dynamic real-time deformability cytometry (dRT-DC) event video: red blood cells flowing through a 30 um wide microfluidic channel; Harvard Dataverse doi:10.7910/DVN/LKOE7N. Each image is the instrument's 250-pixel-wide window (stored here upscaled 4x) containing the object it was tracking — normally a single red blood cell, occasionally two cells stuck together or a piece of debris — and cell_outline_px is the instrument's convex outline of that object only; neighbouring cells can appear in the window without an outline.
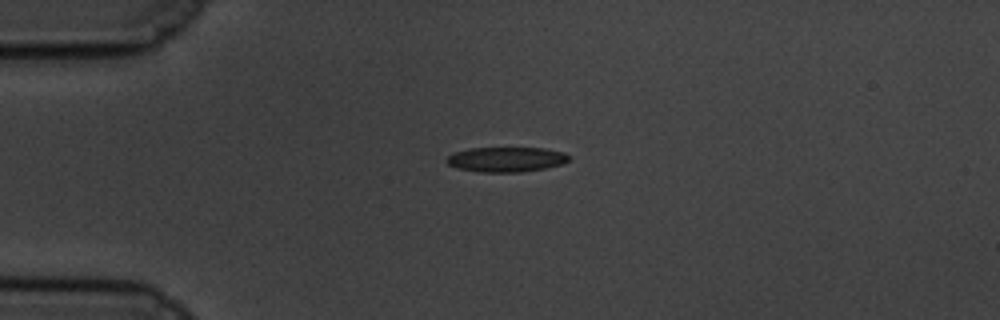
{"species": "common noctule bat (a hibernating species)", "species_latin": "Nyctalus noctula", "temperature_condition": "cold", "stored_images_in_passage": 45, "camera_frame_rate_fps": 3000, "um_per_image_px": 0.085, "animal": {"sex": "male", "body_mass_g": 19.5, "forearm_length_mm": 54.6}, "frame": {"image": 1, "passage_image": 1, "time_ms": 0.0, "image_size_px": [1000, 320], "cell_outline_px": [[568, 160], [560, 164], [544, 168], [524, 172], [480, 172], [456, 168], [448, 164], [444, 160], [452, 152], [468, 148], [544, 148], [564, 152], [568, 156]], "centroid_in_image_um": [42.96, 13.55], "position_along_channel_um": 42.0, "area_um2": 17.8}}
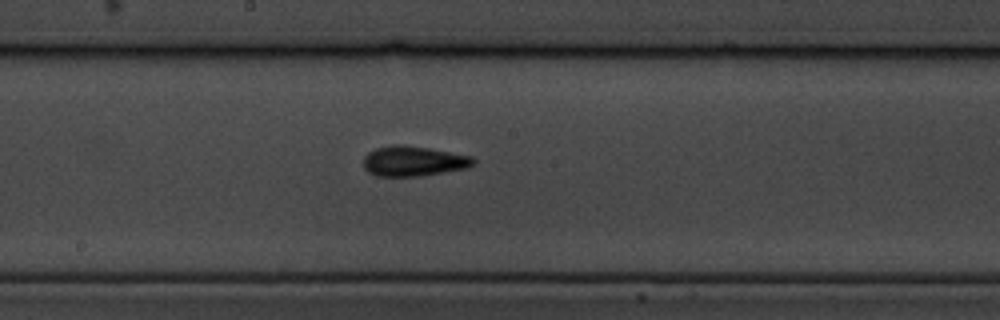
{"frame": {"image": 2, "passage_image": 18, "time_ms": 5.667, "image_size_px": [1000, 320], "cell_outline_px": [[476, 160], [468, 168], [420, 176], [376, 176], [368, 172], [364, 168], [364, 156], [368, 152], [376, 148], [392, 144], [400, 144], [428, 148], [472, 156]], "centroid_in_image_um": [35.12, 13.69], "position_along_channel_um": 213.1, "area_um2": 19.31}}
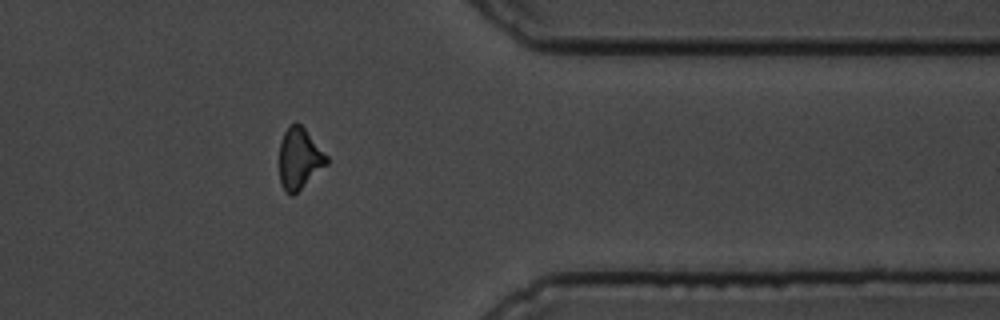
{"frame": {"image": 3, "passage_image": 34, "time_ms": 11.0, "image_size_px": [1000, 320], "cell_outline_px": [[328, 164], [292, 196], [284, 192], [280, 184], [280, 140], [288, 124], [296, 120], [304, 128], [328, 156]], "centroid_in_image_um": [25.43, 13.46], "position_along_channel_um": 386.0, "area_um2": 16.99}, "authors_computed_cell_mechanics": {"area_um2": 17.8602, "velocity_mm_per_s": 3.4783, "shape_relaxation_time_tau1_ms": 4.8573, "shape_relaxation_time_tau2_ms": 3.8566, "deformation_change_tau1": 0.1308, "deformation_change_tau2": 0.1314}}